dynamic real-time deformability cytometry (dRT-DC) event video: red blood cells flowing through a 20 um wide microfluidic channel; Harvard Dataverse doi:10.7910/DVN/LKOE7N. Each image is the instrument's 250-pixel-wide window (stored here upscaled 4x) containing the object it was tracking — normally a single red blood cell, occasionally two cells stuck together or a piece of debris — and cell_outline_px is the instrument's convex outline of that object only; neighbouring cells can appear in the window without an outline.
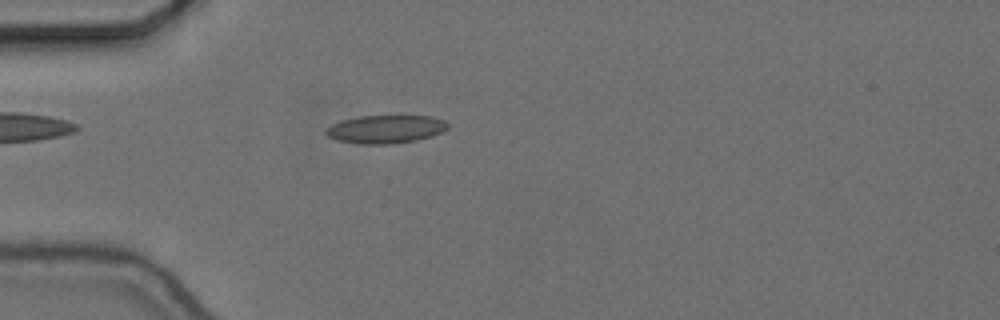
{"species": "common noctule bat (a hibernating species)", "species_latin": "Nyctalus noctula", "temperature_condition": "cold", "stored_images_in_passage": 41, "camera_frame_rate_fps": 3000, "um_per_image_px": 0.085, "animal": {"sex": "female", "body_mass_g": 24.6, "forearm_length_mm": 56.2}, "frame": {"image": 1, "passage_image": 1, "time_ms": 0.0, "image_size_px": [1000, 320], "cell_outline_px": [[448, 128], [432, 136], [416, 140], [392, 144], [360, 144], [336, 140], [328, 136], [324, 132], [324, 128], [332, 124], [344, 120], [360, 116], [432, 116], [444, 120], [448, 124]], "centroid_in_image_um": [32.76, 10.98], "position_along_channel_um": 52.2, "area_um2": 20.0}}
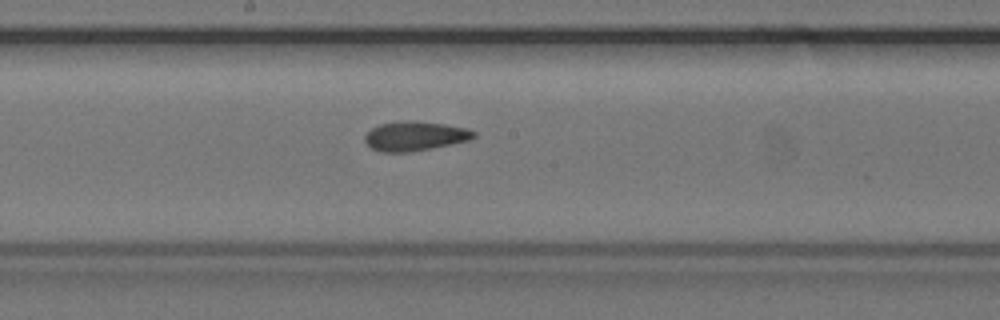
{"frame": {"image": 2, "passage_image": 15, "time_ms": 4.667, "image_size_px": [1000, 320], "cell_outline_px": [[476, 136], [468, 140], [432, 148], [408, 152], [380, 152], [372, 148], [364, 140], [364, 136], [372, 128], [380, 124], [408, 120], [416, 120], [444, 124], [468, 128], [476, 132]], "centroid_in_image_um": [35.27, 11.56], "position_along_channel_um": 212.9, "area_um2": 18.61}}
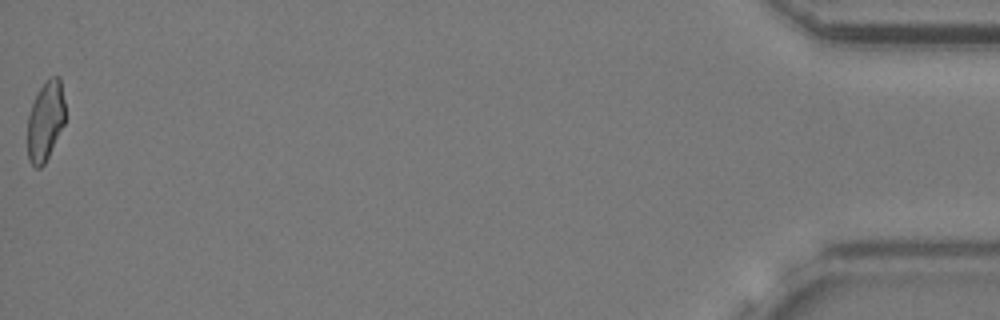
{"frame": {"image": 3, "passage_image": 41, "time_ms": 13.333, "image_size_px": [1000, 320], "cell_outline_px": [[64, 124], [44, 164], [40, 168], [36, 168], [28, 160], [28, 116], [32, 104], [40, 88], [52, 76], [60, 76], [64, 100]], "centroid_in_image_um": [3.86, 10.29], "position_along_channel_um": 431.3, "area_um2": 17.17}, "authors_computed_cell_mechanics": {"area_um2": 18.5538, "velocity_mm_per_s": 3.6604, "shape_relaxation_time_tau1_ms": 5.9291, "shape_relaxation_time_tau2_ms": 3.2925, "deformation_change_tau1": 0.1166, "deformation_change_tau2": 0.1077}}